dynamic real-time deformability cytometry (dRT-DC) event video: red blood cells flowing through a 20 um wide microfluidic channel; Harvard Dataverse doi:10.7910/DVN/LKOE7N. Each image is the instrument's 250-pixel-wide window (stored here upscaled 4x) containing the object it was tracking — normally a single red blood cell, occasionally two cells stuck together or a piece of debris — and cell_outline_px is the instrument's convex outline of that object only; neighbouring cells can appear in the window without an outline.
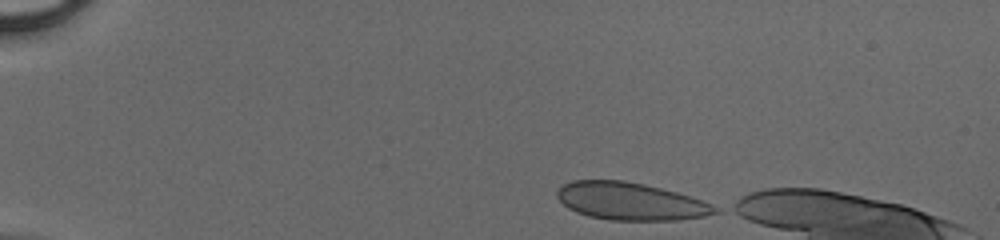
{"species": "human", "species_latin": "Homo sapiens", "temperature_condition": "cold", "stored_images_in_passage": 37, "camera_frame_rate_fps": 3000, "um_per_image_px": 0.085, "donor": {"sex": "male"}, "frame": {"image": 1, "passage_image": 1, "time_ms": 0.0, "image_size_px": [1000, 240], "cell_outline_px": [[720, 212], [704, 216], [680, 220], [608, 220], [588, 216], [576, 212], [568, 208], [556, 196], [556, 192], [564, 184], [572, 180], [624, 180], [644, 184], [676, 192], [712, 204], [720, 208]], "centroid_in_image_um": [53.59, 17.11], "position_along_channel_um": 31.4, "area_um2": 34.51}}
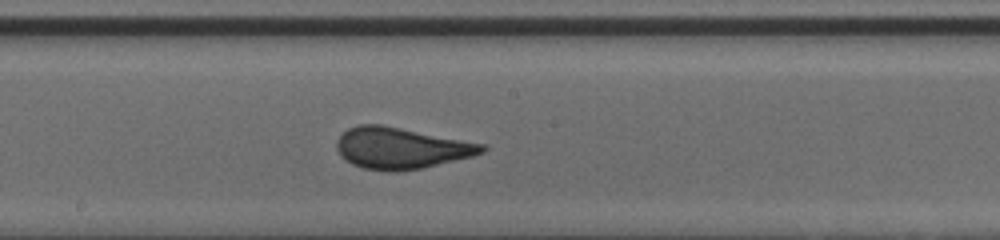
{"frame": {"image": 2, "passage_image": 20, "time_ms": 6.333, "image_size_px": [1000, 240], "cell_outline_px": [[488, 148], [484, 152], [472, 156], [420, 168], [396, 172], [392, 172], [364, 168], [352, 164], [336, 148], [336, 140], [348, 128], [356, 124], [380, 124], [484, 144]], "centroid_in_image_um": [34.07, 12.58], "position_along_channel_um": 214.1, "area_um2": 34.51}}
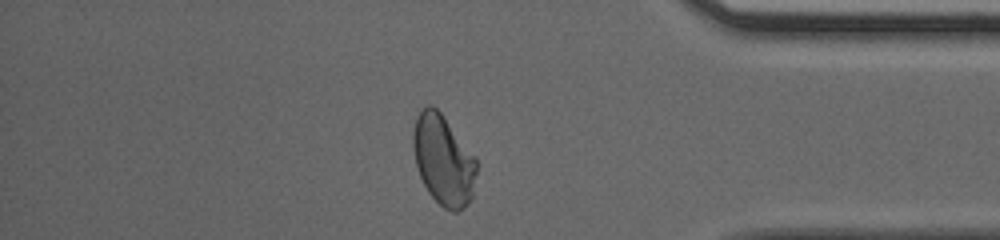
{"frame": {"image": 3, "passage_image": 34, "time_ms": 11.0, "image_size_px": [1000, 240], "cell_outline_px": [[476, 172], [472, 196], [468, 204], [460, 212], [452, 212], [444, 208], [428, 192], [420, 176], [416, 164], [412, 148], [412, 132], [416, 116], [428, 104], [432, 104], [440, 112], [476, 156]], "centroid_in_image_um": [37.68, 13.61], "position_along_channel_um": 397.5, "area_um2": 33.47}}